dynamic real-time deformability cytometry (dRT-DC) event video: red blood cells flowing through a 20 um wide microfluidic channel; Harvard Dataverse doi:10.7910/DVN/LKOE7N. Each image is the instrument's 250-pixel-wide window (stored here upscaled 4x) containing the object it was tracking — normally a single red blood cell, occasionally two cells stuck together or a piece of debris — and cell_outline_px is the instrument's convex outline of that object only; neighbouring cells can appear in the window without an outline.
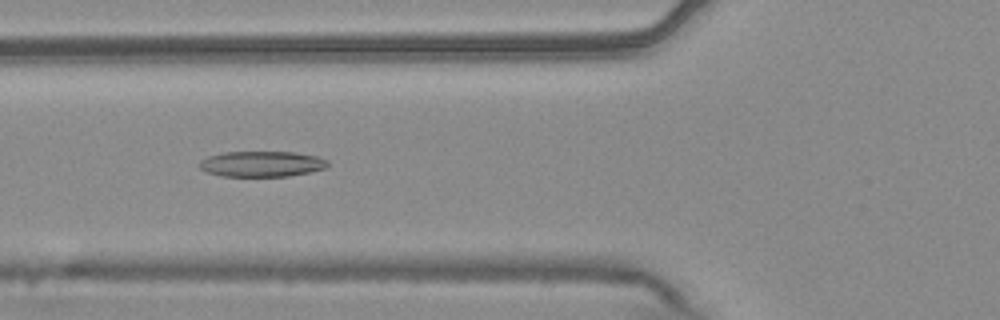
{"species": "common noctule bat (a hibernating species)", "species_latin": "Nyctalus noctula", "temperature_condition": "warm", "stored_images_in_passage": 55, "camera_frame_rate_fps": 3000, "um_per_image_px": 0.085, "animal": {"sex": "male", "body_mass_g": 20.4}, "frame": {"image": 1, "passage_image": 21, "time_ms": 6.667, "image_size_px": [1000, 320], "cell_outline_px": [[328, 164], [324, 168], [308, 172], [288, 176], [220, 176], [208, 172], [200, 168], [196, 164], [200, 160], [208, 156], [224, 152], [296, 152], [316, 156], [328, 160]], "centroid_in_image_um": [22.2, 13.93], "position_along_channel_um": 103.6, "area_um2": 19.13}}
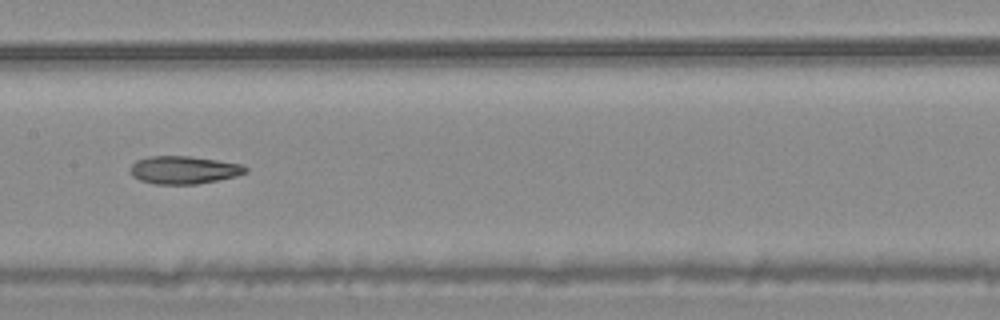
{"frame": {"image": 2, "passage_image": 28, "time_ms": 9.0, "image_size_px": [1000, 320], "cell_outline_px": [[248, 172], [236, 176], [196, 184], [152, 184], [140, 180], [132, 176], [128, 168], [136, 160], [148, 156], [188, 156], [244, 164], [248, 168]], "centroid_in_image_um": [15.6, 14.44], "position_along_channel_um": 191.8, "area_um2": 18.84}}
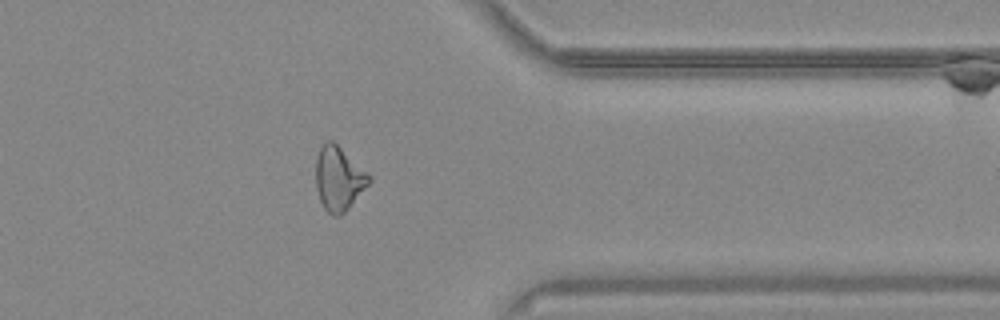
{"frame": {"image": 3, "passage_image": 44, "time_ms": 14.333, "image_size_px": [1000, 320], "cell_outline_px": [[372, 180], [348, 208], [340, 216], [332, 216], [324, 208], [320, 200], [316, 188], [316, 156], [320, 148], [328, 140], [332, 140], [368, 172], [372, 176]], "centroid_in_image_um": [28.79, 15.18], "position_along_channel_um": 382.6, "area_um2": 19.77}, "authors_computed_cell_mechanics": {"area_um2": 20.1722, "velocity_mm_per_s": 3.7604, "shape_relaxation_time_tau1_ms": null, "shape_relaxation_time_tau2_ms": 3.0938, "deformation_change_tau1": null, "deformation_change_tau2": 0.117}}